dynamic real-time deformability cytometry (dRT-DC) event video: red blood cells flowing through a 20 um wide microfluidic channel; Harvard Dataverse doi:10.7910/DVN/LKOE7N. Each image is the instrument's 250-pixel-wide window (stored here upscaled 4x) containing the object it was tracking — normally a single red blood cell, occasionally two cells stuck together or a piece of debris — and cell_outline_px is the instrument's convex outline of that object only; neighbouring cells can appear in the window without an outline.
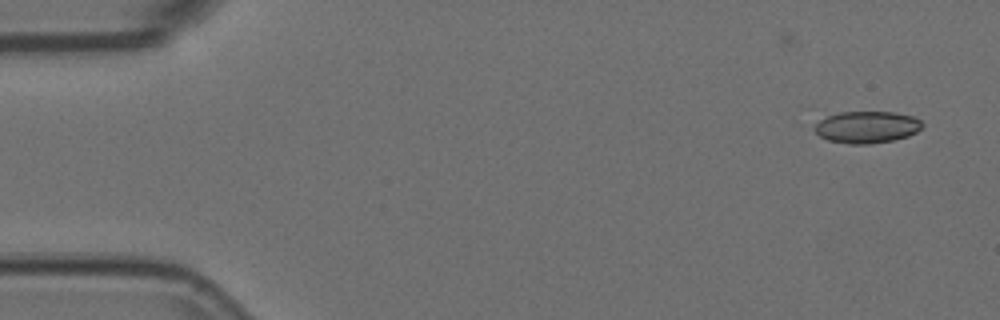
{"species": "Egyptian fruit bat (a non-hibernating species)", "species_latin": "Rousettus aegyptiacus", "temperature_condition": "room temperature", "stored_images_in_passage": 2, "camera_frame_rate_fps": 3000, "um_per_image_px": 0.085, "animal": {"sex": "female"}, "frame": {"image": 1, "passage_image": 2, "time_ms": 0.333, "image_size_px": [1000, 320], "cell_outline_px": [[924, 124], [916, 132], [908, 136], [892, 140], [868, 144], [848, 144], [828, 140], [820, 136], [812, 128], [820, 120], [828, 116], [840, 112], [892, 112], [912, 116], [920, 120]], "centroid_in_image_um": [73.67, 10.81], "position_along_channel_um": 11.3, "area_um2": 19.88}}